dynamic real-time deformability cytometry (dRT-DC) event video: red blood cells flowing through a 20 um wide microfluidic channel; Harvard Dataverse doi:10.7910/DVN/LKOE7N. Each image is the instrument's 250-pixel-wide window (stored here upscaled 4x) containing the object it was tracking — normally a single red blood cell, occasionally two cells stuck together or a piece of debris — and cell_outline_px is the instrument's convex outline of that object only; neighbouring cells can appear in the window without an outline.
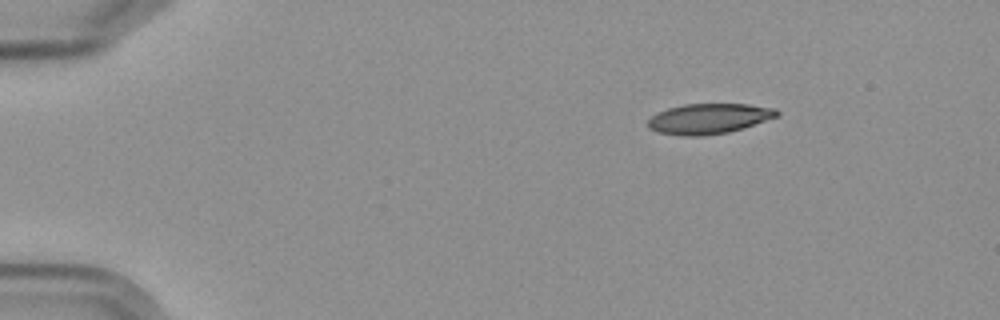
{"species": "Egyptian fruit bat (a non-hibernating species)", "species_latin": "Rousettus aegyptiacus", "temperature_condition": "cold", "stored_images_in_passage": 4, "camera_frame_rate_fps": 3000, "um_per_image_px": 0.085, "frame": {"image": 1, "passage_image": 1, "time_ms": 0.0, "image_size_px": [1000, 320], "cell_outline_px": [[780, 116], [744, 128], [728, 132], [700, 136], [684, 136], [660, 132], [648, 128], [648, 120], [652, 116], [668, 108], [684, 104], [748, 104], [776, 108], [780, 112]], "centroid_in_image_um": [60.32, 10.08], "position_along_channel_um": 24.7, "area_um2": 22.77}}
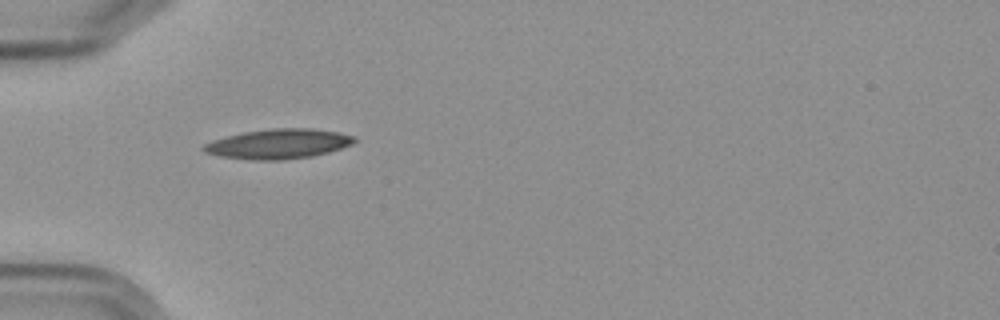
{"frame": {"image": 2, "passage_image": 3, "time_ms": 3.333, "image_size_px": [1000, 320], "cell_outline_px": [[356, 140], [352, 144], [328, 152], [312, 156], [284, 160], [248, 160], [220, 156], [204, 152], [200, 148], [204, 144], [212, 140], [224, 136], [244, 132], [272, 128], [312, 128], [340, 132], [356, 136]], "centroid_in_image_um": [23.64, 12.23], "position_along_channel_um": 61.4, "area_um2": 26.41}}
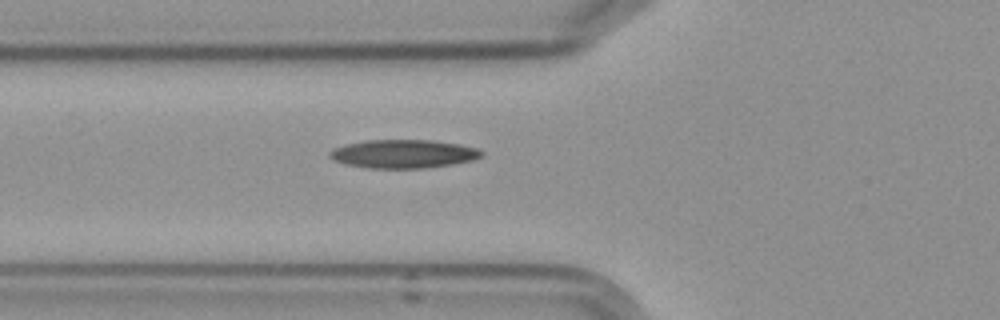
{"frame": {"image": 3, "passage_image": 4, "time_ms": 4.333, "image_size_px": [1000, 320], "cell_outline_px": [[484, 156], [472, 160], [452, 164], [424, 168], [368, 168], [348, 164], [336, 160], [328, 156], [328, 152], [332, 148], [344, 144], [364, 140], [432, 140], [460, 144], [476, 148], [484, 152]], "centroid_in_image_um": [34.29, 13.07], "position_along_channel_um": 91.5, "area_um2": 25.26}}